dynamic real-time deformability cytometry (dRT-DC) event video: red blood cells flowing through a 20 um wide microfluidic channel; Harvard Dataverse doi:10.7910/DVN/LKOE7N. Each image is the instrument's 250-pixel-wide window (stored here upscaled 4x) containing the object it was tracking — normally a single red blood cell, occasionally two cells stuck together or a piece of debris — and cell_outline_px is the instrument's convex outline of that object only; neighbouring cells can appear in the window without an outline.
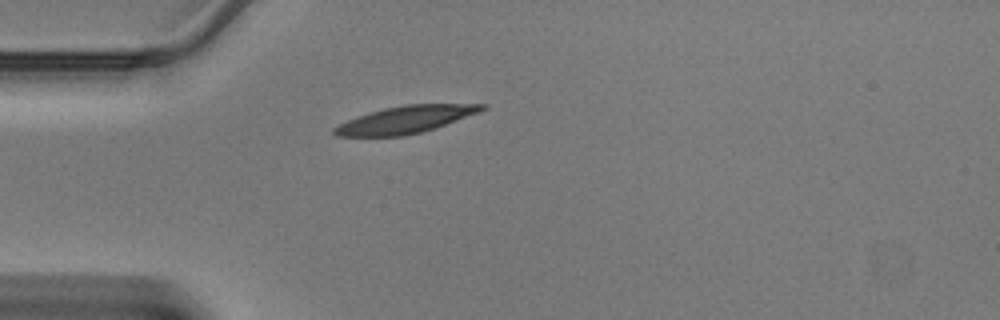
{"species": "Egyptian fruit bat (a non-hibernating species)", "species_latin": "Rousettus aegyptiacus", "temperature_condition": "warm", "stored_images_in_passage": 34, "camera_frame_rate_fps": 3000, "um_per_image_px": 0.085, "animal": {"sex": "male"}, "frame": {"image": 1, "passage_image": 1, "time_ms": 0.0, "image_size_px": [1000, 320], "cell_outline_px": [[488, 108], [480, 112], [420, 132], [404, 136], [336, 136], [332, 132], [332, 128], [348, 120], [368, 112], [384, 108], [404, 104], [488, 104]], "centroid_in_image_um": [34.45, 10.15], "position_along_channel_um": 50.6, "area_um2": 23.18}}
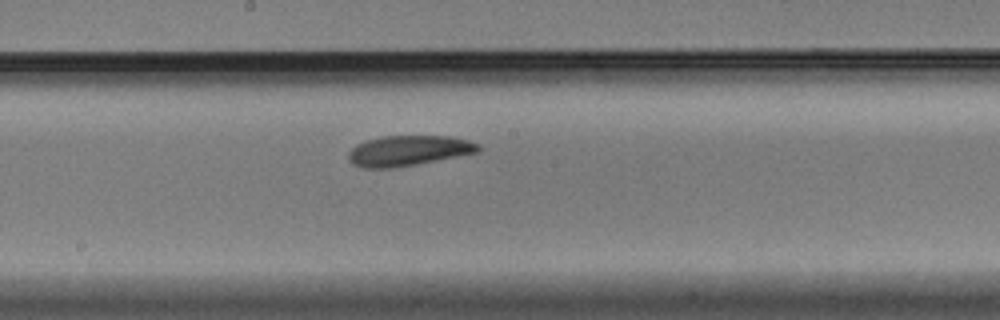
{"frame": {"image": 2, "passage_image": 13, "time_ms": 4.0, "image_size_px": [1000, 320], "cell_outline_px": [[480, 148], [476, 152], [416, 164], [392, 168], [364, 168], [352, 164], [348, 160], [348, 152], [356, 144], [380, 136], [448, 136], [468, 140], [480, 144]], "centroid_in_image_um": [34.66, 12.8], "position_along_channel_um": 213.5, "area_um2": 22.77}}
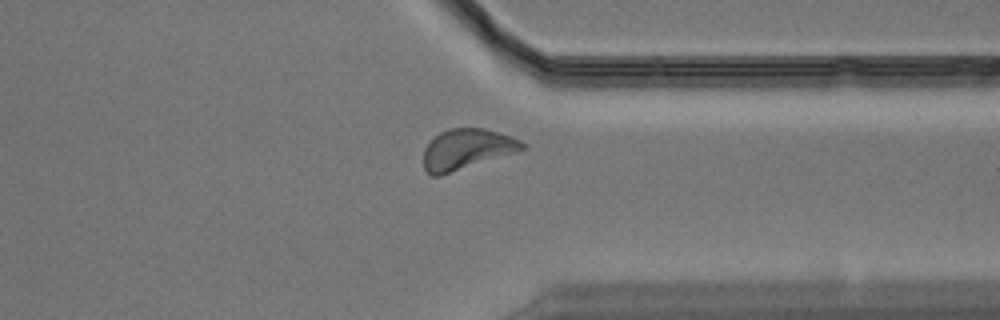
{"frame": {"image": 3, "passage_image": 24, "time_ms": 7.667, "image_size_px": [1000, 320], "cell_outline_px": [[528, 148], [516, 152], [440, 176], [432, 176], [424, 168], [424, 148], [440, 132], [448, 128], [484, 128], [512, 136], [528, 144]], "centroid_in_image_um": [39.71, 12.68], "position_along_channel_um": 371.7, "area_um2": 23.29}}